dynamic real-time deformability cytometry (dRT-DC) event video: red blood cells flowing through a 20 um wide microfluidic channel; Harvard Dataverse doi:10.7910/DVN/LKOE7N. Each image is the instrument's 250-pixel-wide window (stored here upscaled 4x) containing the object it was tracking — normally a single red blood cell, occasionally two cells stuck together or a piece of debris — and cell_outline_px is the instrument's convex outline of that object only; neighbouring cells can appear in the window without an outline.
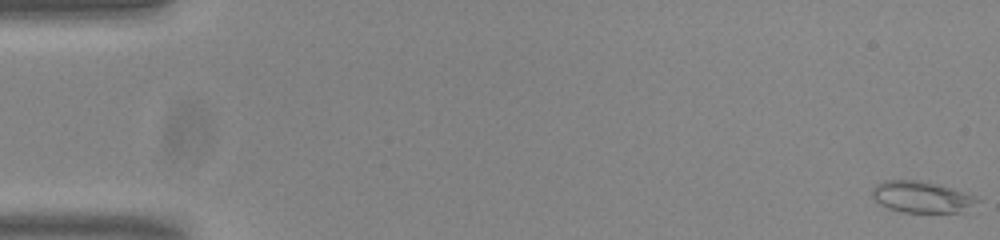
{"species": "common noctule bat (a hibernating species)", "species_latin": "Nyctalus noctula", "temperature_condition": "room temperature", "stored_images_in_passage": 54, "camera_frame_rate_fps": 3000, "um_per_image_px": 0.085, "animal": {"sex": "male", "body_mass_g": 20.0, "forearm_length_mm": 53.3}, "frame": {"image": 1, "passage_image": 1, "time_ms": 0.0, "image_size_px": [1000, 240], "cell_outline_px": [[984, 200], [960, 212], [900, 212], [888, 208], [880, 204], [872, 196], [872, 188], [876, 184], [884, 180], [924, 180]], "centroid_in_image_um": [78.29, 16.74], "position_along_channel_um": 6.7, "area_um2": 19.02}}
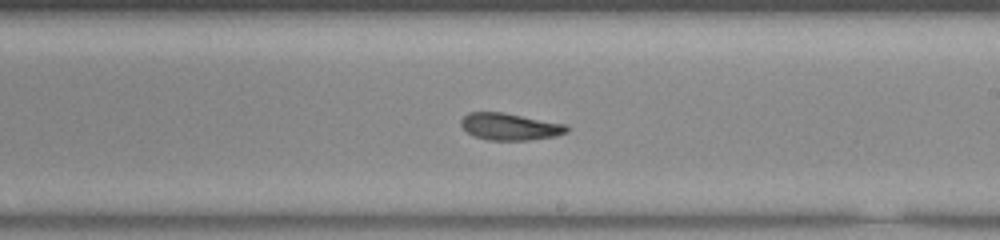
{"frame": {"image": 2, "passage_image": 32, "time_ms": 10.333, "image_size_px": [1000, 240], "cell_outline_px": [[568, 132], [556, 136], [528, 140], [488, 140], [476, 136], [468, 132], [460, 124], [460, 120], [468, 112], [504, 112], [568, 124]], "centroid_in_image_um": [43.38, 10.75], "position_along_channel_um": 245.6, "area_um2": 16.7}}
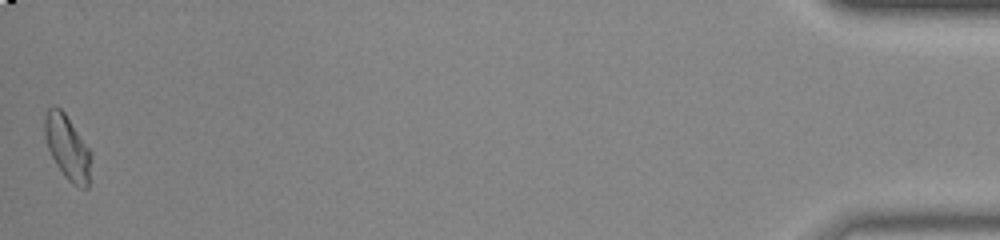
{"frame": {"image": 3, "passage_image": 54, "time_ms": 17.667, "image_size_px": [1000, 240], "cell_outline_px": [[92, 156], [88, 188], [80, 188], [72, 184], [64, 176], [56, 164], [48, 148], [44, 132], [44, 116], [48, 108], [60, 108], [64, 112], [92, 152]], "centroid_in_image_um": [5.75, 12.56], "position_along_channel_um": 429.4, "area_um2": 17.4}, "authors_computed_cell_mechanics": {"area_um2": 17.34, "velocity_mm_per_s": 3.8221, "shape_relaxation_time_tau1_ms": null, "shape_relaxation_time_tau2_ms": 2.7345, "deformation_change_tau1": null, "deformation_change_tau2": 0.082}}